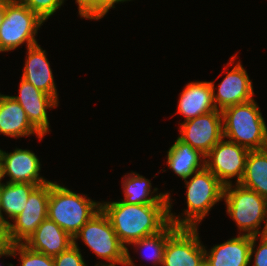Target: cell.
<instances>
[{
    "instance_id": "obj_1",
    "label": "cell",
    "mask_w": 267,
    "mask_h": 266,
    "mask_svg": "<svg viewBox=\"0 0 267 266\" xmlns=\"http://www.w3.org/2000/svg\"><path fill=\"white\" fill-rule=\"evenodd\" d=\"M120 242L127 248L132 242L162 231L169 222V204H126L122 200L102 202Z\"/></svg>"
},
{
    "instance_id": "obj_2",
    "label": "cell",
    "mask_w": 267,
    "mask_h": 266,
    "mask_svg": "<svg viewBox=\"0 0 267 266\" xmlns=\"http://www.w3.org/2000/svg\"><path fill=\"white\" fill-rule=\"evenodd\" d=\"M186 185L187 209L183 218L171 212L172 199L169 196V222L177 227L197 228L209 210L224 198L225 185L206 167L195 172L190 180H184Z\"/></svg>"
},
{
    "instance_id": "obj_3",
    "label": "cell",
    "mask_w": 267,
    "mask_h": 266,
    "mask_svg": "<svg viewBox=\"0 0 267 266\" xmlns=\"http://www.w3.org/2000/svg\"><path fill=\"white\" fill-rule=\"evenodd\" d=\"M223 138L249 151L267 148V126L254 99L221 111Z\"/></svg>"
},
{
    "instance_id": "obj_4",
    "label": "cell",
    "mask_w": 267,
    "mask_h": 266,
    "mask_svg": "<svg viewBox=\"0 0 267 266\" xmlns=\"http://www.w3.org/2000/svg\"><path fill=\"white\" fill-rule=\"evenodd\" d=\"M86 196L51 182L47 217L73 238L101 210V202Z\"/></svg>"
},
{
    "instance_id": "obj_5",
    "label": "cell",
    "mask_w": 267,
    "mask_h": 266,
    "mask_svg": "<svg viewBox=\"0 0 267 266\" xmlns=\"http://www.w3.org/2000/svg\"><path fill=\"white\" fill-rule=\"evenodd\" d=\"M83 241L98 258L107 260V263L96 265L135 266L130 257L129 250L119 240L108 217L102 210L97 212L73 237V242L77 239Z\"/></svg>"
},
{
    "instance_id": "obj_6",
    "label": "cell",
    "mask_w": 267,
    "mask_h": 266,
    "mask_svg": "<svg viewBox=\"0 0 267 266\" xmlns=\"http://www.w3.org/2000/svg\"><path fill=\"white\" fill-rule=\"evenodd\" d=\"M224 201L226 212L237 224L240 235H261V223L266 221V198L235 183V186L233 184L225 186Z\"/></svg>"
},
{
    "instance_id": "obj_7",
    "label": "cell",
    "mask_w": 267,
    "mask_h": 266,
    "mask_svg": "<svg viewBox=\"0 0 267 266\" xmlns=\"http://www.w3.org/2000/svg\"><path fill=\"white\" fill-rule=\"evenodd\" d=\"M43 22L26 5L6 0L5 16L0 25V52L14 50L25 42L27 48L38 44L35 36Z\"/></svg>"
},
{
    "instance_id": "obj_8",
    "label": "cell",
    "mask_w": 267,
    "mask_h": 266,
    "mask_svg": "<svg viewBox=\"0 0 267 266\" xmlns=\"http://www.w3.org/2000/svg\"><path fill=\"white\" fill-rule=\"evenodd\" d=\"M51 181L37 186L29 195L23 211L18 214L13 223L4 229V241L9 244L24 243L40 223L47 218L48 201Z\"/></svg>"
},
{
    "instance_id": "obj_9",
    "label": "cell",
    "mask_w": 267,
    "mask_h": 266,
    "mask_svg": "<svg viewBox=\"0 0 267 266\" xmlns=\"http://www.w3.org/2000/svg\"><path fill=\"white\" fill-rule=\"evenodd\" d=\"M222 138L206 155L205 167L210 170L225 186L236 184L243 178L249 150L230 140Z\"/></svg>"
},
{
    "instance_id": "obj_10",
    "label": "cell",
    "mask_w": 267,
    "mask_h": 266,
    "mask_svg": "<svg viewBox=\"0 0 267 266\" xmlns=\"http://www.w3.org/2000/svg\"><path fill=\"white\" fill-rule=\"evenodd\" d=\"M198 228L180 227L168 240L161 266H204L205 246Z\"/></svg>"
},
{
    "instance_id": "obj_11",
    "label": "cell",
    "mask_w": 267,
    "mask_h": 266,
    "mask_svg": "<svg viewBox=\"0 0 267 266\" xmlns=\"http://www.w3.org/2000/svg\"><path fill=\"white\" fill-rule=\"evenodd\" d=\"M178 137L206 155L222 138V113L214 110L180 123Z\"/></svg>"
},
{
    "instance_id": "obj_12",
    "label": "cell",
    "mask_w": 267,
    "mask_h": 266,
    "mask_svg": "<svg viewBox=\"0 0 267 266\" xmlns=\"http://www.w3.org/2000/svg\"><path fill=\"white\" fill-rule=\"evenodd\" d=\"M41 163L34 152L27 149H14L6 152L0 149V179L9 177V183H33L37 186L48 183L40 176Z\"/></svg>"
},
{
    "instance_id": "obj_13",
    "label": "cell",
    "mask_w": 267,
    "mask_h": 266,
    "mask_svg": "<svg viewBox=\"0 0 267 266\" xmlns=\"http://www.w3.org/2000/svg\"><path fill=\"white\" fill-rule=\"evenodd\" d=\"M213 89V99L217 110L245 103L253 99L254 91L252 80L249 79L247 71L243 68L240 61L227 71V75L218 84V91L215 92L214 81H210Z\"/></svg>"
},
{
    "instance_id": "obj_14",
    "label": "cell",
    "mask_w": 267,
    "mask_h": 266,
    "mask_svg": "<svg viewBox=\"0 0 267 266\" xmlns=\"http://www.w3.org/2000/svg\"><path fill=\"white\" fill-rule=\"evenodd\" d=\"M11 97L24 109L31 125L45 136L50 131L47 109L57 107L58 102L23 78L19 84V96Z\"/></svg>"
},
{
    "instance_id": "obj_15",
    "label": "cell",
    "mask_w": 267,
    "mask_h": 266,
    "mask_svg": "<svg viewBox=\"0 0 267 266\" xmlns=\"http://www.w3.org/2000/svg\"><path fill=\"white\" fill-rule=\"evenodd\" d=\"M23 244L31 250L54 257L73 245V238L47 217Z\"/></svg>"
},
{
    "instance_id": "obj_16",
    "label": "cell",
    "mask_w": 267,
    "mask_h": 266,
    "mask_svg": "<svg viewBox=\"0 0 267 266\" xmlns=\"http://www.w3.org/2000/svg\"><path fill=\"white\" fill-rule=\"evenodd\" d=\"M46 54V50L39 44L28 47L21 78L52 96L59 103L56 84Z\"/></svg>"
},
{
    "instance_id": "obj_17",
    "label": "cell",
    "mask_w": 267,
    "mask_h": 266,
    "mask_svg": "<svg viewBox=\"0 0 267 266\" xmlns=\"http://www.w3.org/2000/svg\"><path fill=\"white\" fill-rule=\"evenodd\" d=\"M252 236L238 235L208 252L205 248V266H249Z\"/></svg>"
},
{
    "instance_id": "obj_18",
    "label": "cell",
    "mask_w": 267,
    "mask_h": 266,
    "mask_svg": "<svg viewBox=\"0 0 267 266\" xmlns=\"http://www.w3.org/2000/svg\"><path fill=\"white\" fill-rule=\"evenodd\" d=\"M177 110L176 114L183 115L184 121L217 110L211 83L193 81L186 84L180 93Z\"/></svg>"
},
{
    "instance_id": "obj_19",
    "label": "cell",
    "mask_w": 267,
    "mask_h": 266,
    "mask_svg": "<svg viewBox=\"0 0 267 266\" xmlns=\"http://www.w3.org/2000/svg\"><path fill=\"white\" fill-rule=\"evenodd\" d=\"M0 133L13 138L36 135L42 136L29 122L24 109L11 96L0 93Z\"/></svg>"
},
{
    "instance_id": "obj_20",
    "label": "cell",
    "mask_w": 267,
    "mask_h": 266,
    "mask_svg": "<svg viewBox=\"0 0 267 266\" xmlns=\"http://www.w3.org/2000/svg\"><path fill=\"white\" fill-rule=\"evenodd\" d=\"M167 166L185 180L205 167V155L177 137L167 151Z\"/></svg>"
},
{
    "instance_id": "obj_21",
    "label": "cell",
    "mask_w": 267,
    "mask_h": 266,
    "mask_svg": "<svg viewBox=\"0 0 267 266\" xmlns=\"http://www.w3.org/2000/svg\"><path fill=\"white\" fill-rule=\"evenodd\" d=\"M121 182L124 191V199L121 200L126 204H169L168 192L155 195L158 188L152 191L151 181L138 173L125 174Z\"/></svg>"
},
{
    "instance_id": "obj_22",
    "label": "cell",
    "mask_w": 267,
    "mask_h": 266,
    "mask_svg": "<svg viewBox=\"0 0 267 266\" xmlns=\"http://www.w3.org/2000/svg\"><path fill=\"white\" fill-rule=\"evenodd\" d=\"M37 187L33 183H2L1 180V193H0V203H1V227H5L10 223L7 219H14L18 214H20L26 202L28 200L31 192ZM3 212L7 215V218L3 216Z\"/></svg>"
},
{
    "instance_id": "obj_23",
    "label": "cell",
    "mask_w": 267,
    "mask_h": 266,
    "mask_svg": "<svg viewBox=\"0 0 267 266\" xmlns=\"http://www.w3.org/2000/svg\"><path fill=\"white\" fill-rule=\"evenodd\" d=\"M239 184L267 199V148L249 151Z\"/></svg>"
},
{
    "instance_id": "obj_24",
    "label": "cell",
    "mask_w": 267,
    "mask_h": 266,
    "mask_svg": "<svg viewBox=\"0 0 267 266\" xmlns=\"http://www.w3.org/2000/svg\"><path fill=\"white\" fill-rule=\"evenodd\" d=\"M180 227L175 226L173 223H169L162 231L157 234H154L149 237L142 238L138 241H134L131 244L138 249H143L147 251L148 259L152 263L157 265H162L164 249L167 243V240L179 229ZM148 252H151L148 253ZM145 255V254H144ZM141 255V256H144ZM147 257V256H144Z\"/></svg>"
},
{
    "instance_id": "obj_25",
    "label": "cell",
    "mask_w": 267,
    "mask_h": 266,
    "mask_svg": "<svg viewBox=\"0 0 267 266\" xmlns=\"http://www.w3.org/2000/svg\"><path fill=\"white\" fill-rule=\"evenodd\" d=\"M78 4V13L81 18L99 20L103 18L115 3H123L125 0H75Z\"/></svg>"
},
{
    "instance_id": "obj_26",
    "label": "cell",
    "mask_w": 267,
    "mask_h": 266,
    "mask_svg": "<svg viewBox=\"0 0 267 266\" xmlns=\"http://www.w3.org/2000/svg\"><path fill=\"white\" fill-rule=\"evenodd\" d=\"M17 254L21 266H55L53 257L31 250L23 243L10 244V256Z\"/></svg>"
},
{
    "instance_id": "obj_27",
    "label": "cell",
    "mask_w": 267,
    "mask_h": 266,
    "mask_svg": "<svg viewBox=\"0 0 267 266\" xmlns=\"http://www.w3.org/2000/svg\"><path fill=\"white\" fill-rule=\"evenodd\" d=\"M36 13L43 21H47L59 9L65 0H17Z\"/></svg>"
},
{
    "instance_id": "obj_28",
    "label": "cell",
    "mask_w": 267,
    "mask_h": 266,
    "mask_svg": "<svg viewBox=\"0 0 267 266\" xmlns=\"http://www.w3.org/2000/svg\"><path fill=\"white\" fill-rule=\"evenodd\" d=\"M55 266H87L77 242H73L67 250L53 257Z\"/></svg>"
},
{
    "instance_id": "obj_29",
    "label": "cell",
    "mask_w": 267,
    "mask_h": 266,
    "mask_svg": "<svg viewBox=\"0 0 267 266\" xmlns=\"http://www.w3.org/2000/svg\"><path fill=\"white\" fill-rule=\"evenodd\" d=\"M257 237L260 236H252L250 246V263H254L252 266H267V238L261 236L259 246L255 248L256 240L258 239ZM253 255L254 260L252 261Z\"/></svg>"
},
{
    "instance_id": "obj_30",
    "label": "cell",
    "mask_w": 267,
    "mask_h": 266,
    "mask_svg": "<svg viewBox=\"0 0 267 266\" xmlns=\"http://www.w3.org/2000/svg\"><path fill=\"white\" fill-rule=\"evenodd\" d=\"M2 256H7V257L10 256V244L7 242H4L0 246V257H2Z\"/></svg>"
},
{
    "instance_id": "obj_31",
    "label": "cell",
    "mask_w": 267,
    "mask_h": 266,
    "mask_svg": "<svg viewBox=\"0 0 267 266\" xmlns=\"http://www.w3.org/2000/svg\"><path fill=\"white\" fill-rule=\"evenodd\" d=\"M5 10H6V0H0V25L3 22V18L5 16Z\"/></svg>"
},
{
    "instance_id": "obj_32",
    "label": "cell",
    "mask_w": 267,
    "mask_h": 266,
    "mask_svg": "<svg viewBox=\"0 0 267 266\" xmlns=\"http://www.w3.org/2000/svg\"><path fill=\"white\" fill-rule=\"evenodd\" d=\"M266 217H267V212H266ZM264 223L265 224L263 225L264 227L262 229V233L260 236L267 238V218H266V221Z\"/></svg>"
},
{
    "instance_id": "obj_33",
    "label": "cell",
    "mask_w": 267,
    "mask_h": 266,
    "mask_svg": "<svg viewBox=\"0 0 267 266\" xmlns=\"http://www.w3.org/2000/svg\"><path fill=\"white\" fill-rule=\"evenodd\" d=\"M4 229L0 226V246L4 243Z\"/></svg>"
},
{
    "instance_id": "obj_34",
    "label": "cell",
    "mask_w": 267,
    "mask_h": 266,
    "mask_svg": "<svg viewBox=\"0 0 267 266\" xmlns=\"http://www.w3.org/2000/svg\"><path fill=\"white\" fill-rule=\"evenodd\" d=\"M0 193H1V179H0ZM0 226H1V203H0Z\"/></svg>"
}]
</instances>
